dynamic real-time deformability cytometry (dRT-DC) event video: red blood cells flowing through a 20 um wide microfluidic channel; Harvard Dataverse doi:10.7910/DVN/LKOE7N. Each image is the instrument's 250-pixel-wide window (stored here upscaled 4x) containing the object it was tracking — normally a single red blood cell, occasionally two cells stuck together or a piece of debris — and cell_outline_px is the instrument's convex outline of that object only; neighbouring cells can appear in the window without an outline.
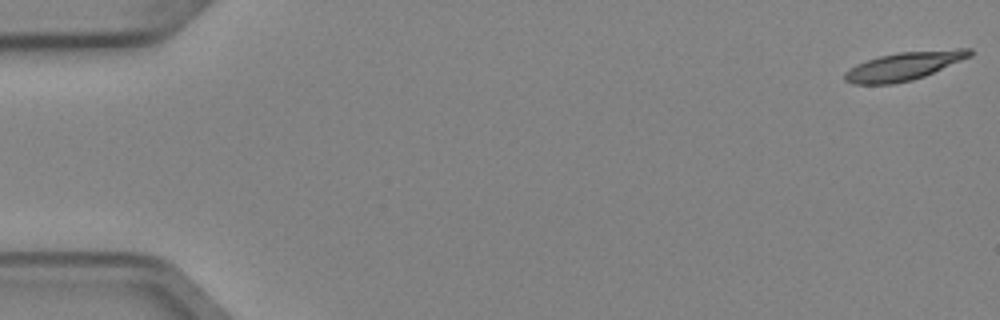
{"species": "Egyptian fruit bat (a non-hibernating species)", "species_latin": "Rousettus aegyptiacus", "temperature_condition": "cold", "stored_images_in_passage": 6, "camera_frame_rate_fps": 3000, "um_per_image_px": 0.085, "animal": {"sex": "female"}, "frame": {"image": 1, "passage_image": 1, "time_ms": 0.0, "image_size_px": [1000, 320], "cell_outline_px": [[972, 56], [924, 76], [912, 80], [892, 84], [852, 84], [844, 80], [844, 72], [848, 68], [856, 64], [880, 56], [900, 52], [956, 48], [972, 48]], "centroid_in_image_um": [76.84, 5.61], "position_along_channel_um": 8.2, "area_um2": 20.69}}
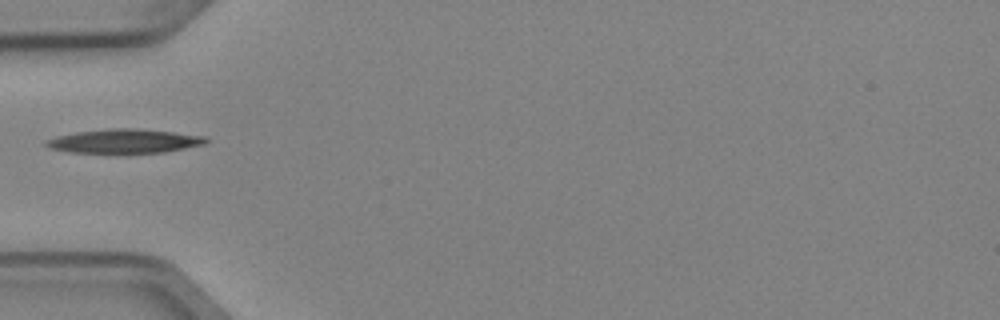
{"frame": {"image": 2, "passage_image": 5, "time_ms": 1.333, "image_size_px": [1000, 320], "cell_outline_px": [[208, 140], [204, 144], [164, 152], [128, 156], [112, 156], [68, 152], [48, 148], [44, 144], [44, 140], [56, 136], [76, 132], [108, 128], [136, 128], [172, 132], [204, 136]], "centroid_in_image_um": [10.46, 12.05], "position_along_channel_um": 74.5, "area_um2": 23.76}}
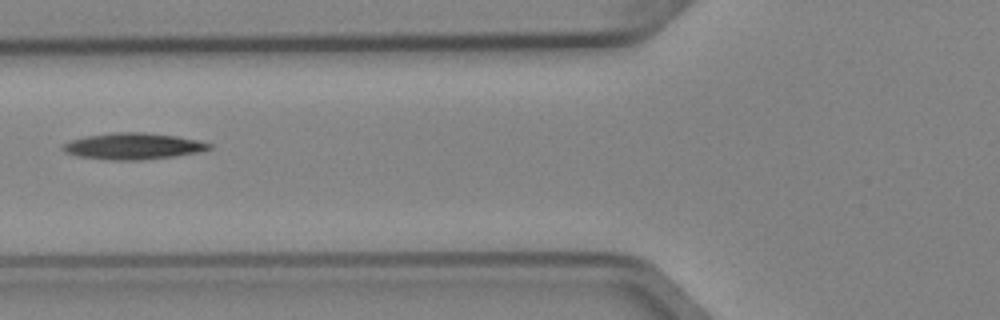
{"frame": {"image": 3, "passage_image": 6, "time_ms": 1.667, "image_size_px": [1000, 320], "cell_outline_px": [[212, 148], [196, 152], [172, 156], [140, 160], [112, 160], [80, 156], [68, 152], [60, 148], [64, 144], [72, 140], [84, 136], [112, 132], [144, 132], [176, 136], [196, 140], [212, 144]], "centroid_in_image_um": [11.3, 12.41], "position_along_channel_um": 114.5, "area_um2": 22.14}}